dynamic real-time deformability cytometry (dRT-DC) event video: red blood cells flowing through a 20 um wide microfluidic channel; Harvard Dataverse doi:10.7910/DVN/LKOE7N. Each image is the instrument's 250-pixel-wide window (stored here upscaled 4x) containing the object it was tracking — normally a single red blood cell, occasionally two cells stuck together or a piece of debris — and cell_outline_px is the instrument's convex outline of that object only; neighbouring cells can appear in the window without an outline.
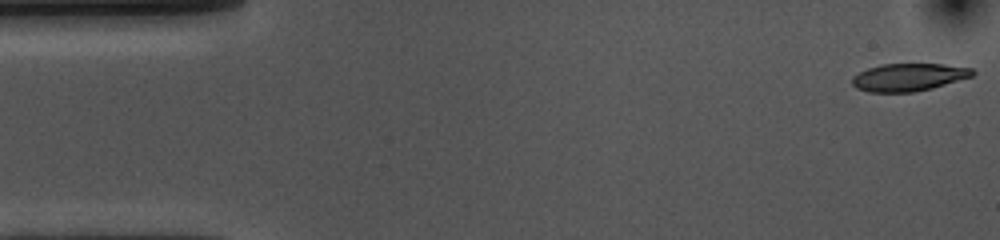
{"species": "common noctule bat (a hibernating species)", "species_latin": "Nyctalus noctula", "temperature_condition": "cold", "stored_images_in_passage": 13, "camera_frame_rate_fps": 3000, "um_per_image_px": 0.085, "animal": {"sex": "female", "body_mass_g": 10.0, "forearm_length_mm": 53.1}, "frame": {"image": 1, "passage_image": 1, "time_ms": 0.0, "image_size_px": [1000, 240], "cell_outline_px": [[976, 72], [972, 76], [932, 88], [912, 92], [868, 92], [856, 88], [852, 84], [852, 76], [868, 68], [880, 64], [944, 64], [972, 68]], "centroid_in_image_um": [77.22, 6.56], "position_along_channel_um": 7.8, "area_um2": 19.36}}
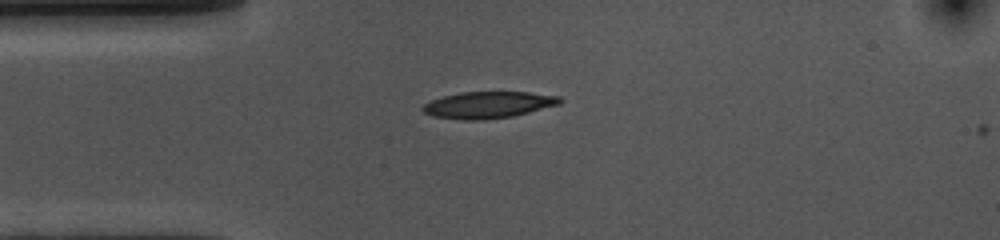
{"frame": {"image": 2, "passage_image": 12, "time_ms": 3.667, "image_size_px": [1000, 240], "cell_outline_px": [[564, 100], [560, 104], [512, 116], [484, 120], [464, 120], [432, 116], [424, 112], [420, 108], [424, 104], [432, 100], [444, 96], [460, 92], [528, 92], [560, 96]], "centroid_in_image_um": [41.5, 8.91], "position_along_channel_um": 43.5, "area_um2": 21.27}}